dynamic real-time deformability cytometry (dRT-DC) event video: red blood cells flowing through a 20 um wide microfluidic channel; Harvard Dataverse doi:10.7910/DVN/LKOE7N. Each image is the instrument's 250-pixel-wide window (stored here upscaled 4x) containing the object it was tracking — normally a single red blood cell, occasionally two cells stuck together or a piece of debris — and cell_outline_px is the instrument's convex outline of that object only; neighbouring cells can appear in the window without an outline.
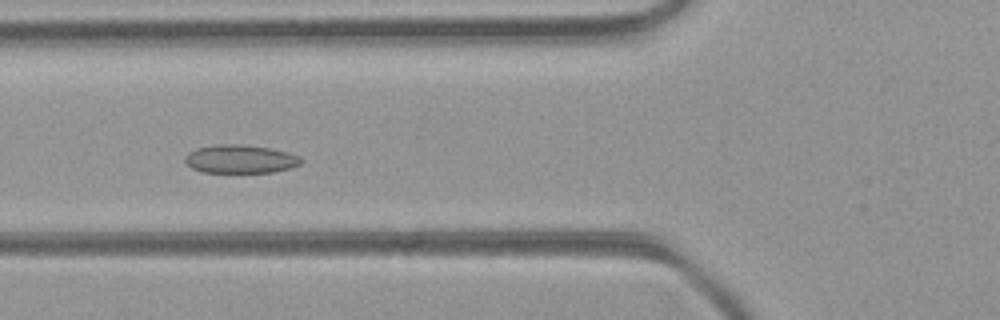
{"species": "common noctule bat (a hibernating species)", "species_latin": "Nyctalus noctula", "temperature_condition": "room temperature", "stored_images_in_passage": 49, "camera_frame_rate_fps": 3000, "um_per_image_px": 0.085, "animal": {"sex": "female", "body_mass_g": 21.9}, "frame": {"image": 1, "passage_image": 18, "time_ms": 5.667, "image_size_px": [1000, 320], "cell_outline_px": [[304, 160], [300, 164], [292, 168], [272, 172], [200, 172], [192, 168], [184, 160], [184, 156], [188, 152], [196, 148], [220, 144], [240, 144], [268, 148], [288, 152], [300, 156]], "centroid_in_image_um": [20.43, 13.52], "position_along_channel_um": 105.4, "area_um2": 19.25}}
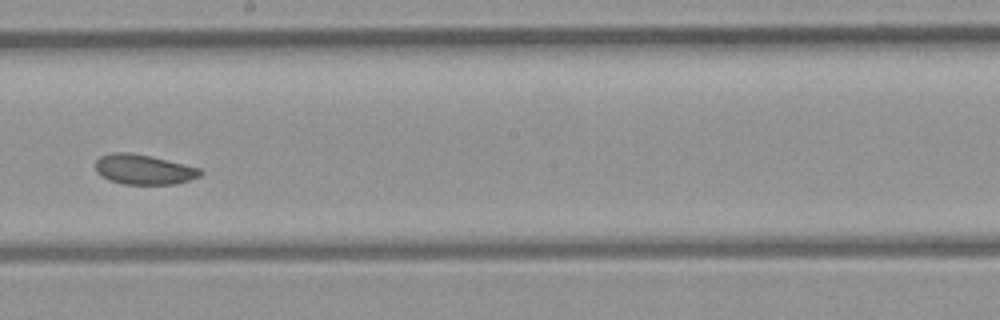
{"frame": {"image": 2, "passage_image": 27, "time_ms": 8.667, "image_size_px": [1000, 320], "cell_outline_px": [[204, 172], [200, 176], [176, 184], [124, 184], [108, 180], [100, 176], [96, 172], [96, 160], [100, 156], [112, 152], [128, 152], [152, 156], [200, 168]], "centroid_in_image_um": [12.2, 14.4], "position_along_channel_um": 236.0, "area_um2": 18.44}}
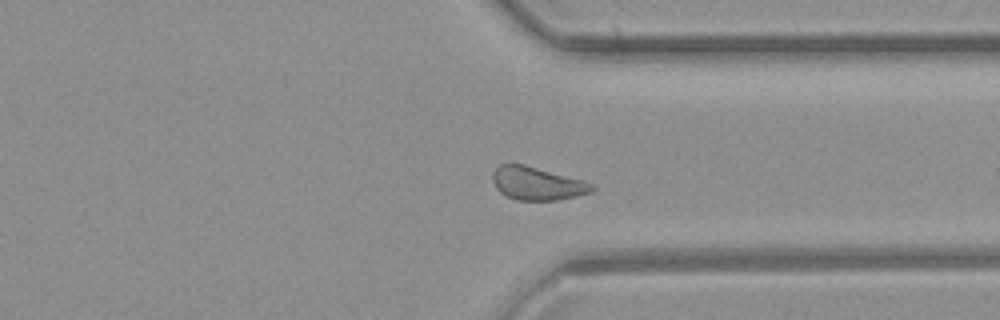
{"frame": {"image": 3, "passage_image": 36, "time_ms": 11.667, "image_size_px": [1000, 320], "cell_outline_px": [[596, 188], [592, 192], [576, 196], [556, 200], [516, 200], [500, 192], [496, 188], [492, 180], [492, 172], [500, 164], [524, 164], [584, 180], [596, 184]], "centroid_in_image_um": [45.69, 15.59], "position_along_channel_um": 365.7, "area_um2": 19.31}, "authors_computed_cell_mechanics": {"area_um2": 19.7098, "velocity_mm_per_s": 4.3441, "shape_relaxation_time_tau1_ms": 2.9664, "shape_relaxation_time_tau2_ms": null, "deformation_change_tau1": 0.0498, "deformation_change_tau2": null}}